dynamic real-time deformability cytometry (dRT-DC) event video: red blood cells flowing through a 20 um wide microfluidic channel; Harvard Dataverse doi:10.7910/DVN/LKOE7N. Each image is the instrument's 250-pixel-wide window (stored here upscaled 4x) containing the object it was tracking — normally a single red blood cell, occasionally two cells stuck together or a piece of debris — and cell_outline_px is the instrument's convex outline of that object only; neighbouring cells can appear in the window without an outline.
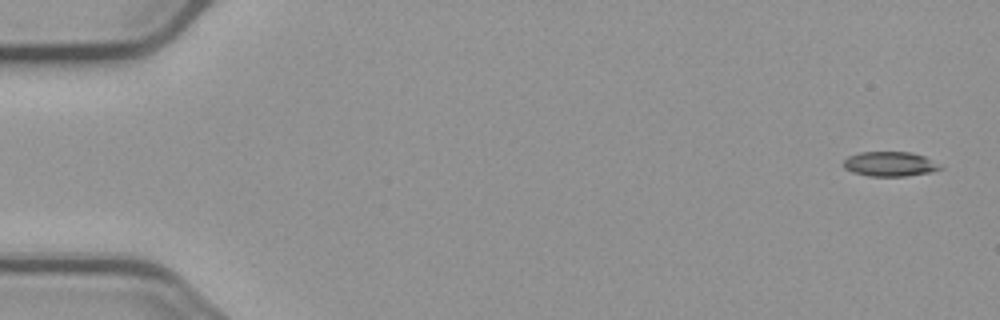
{"species": "common noctule bat (a hibernating species)", "species_latin": "Nyctalus noctula", "temperature_condition": "cold", "stored_images_in_passage": 6, "camera_frame_rate_fps": 3000, "um_per_image_px": 0.085, "animal": {"sex": "male", "body_mass_g": 23.1, "forearm_length_mm": 52.7}, "frame": {"image": 1, "passage_image": 1, "time_ms": 0.0, "image_size_px": [1000, 320], "cell_outline_px": [[944, 168], [932, 172], [904, 176], [868, 176], [852, 172], [844, 168], [844, 160], [848, 156], [860, 152], [912, 152], [924, 156]], "centroid_in_image_um": [75.62, 13.94], "position_along_channel_um": 9.4, "area_um2": 13.87}}
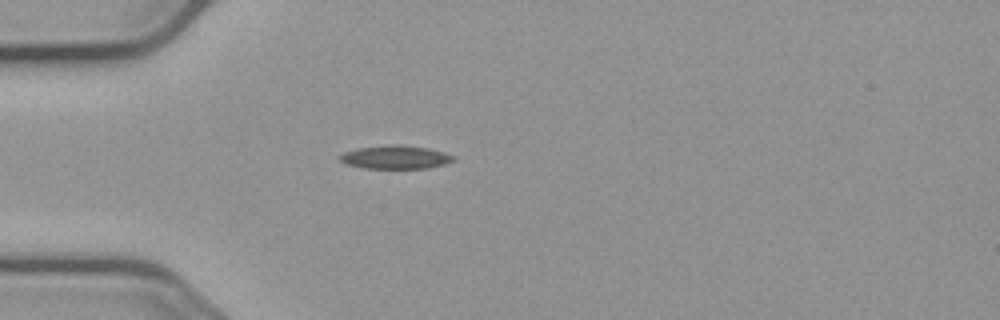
{"frame": {"image": 2, "passage_image": 5, "time_ms": 4.667, "image_size_px": [1000, 320], "cell_outline_px": [[456, 160], [444, 164], [428, 168], [364, 168], [344, 164], [340, 160], [340, 156], [344, 152], [360, 148], [388, 144], [400, 144], [428, 148], [444, 152], [456, 156]], "centroid_in_image_um": [33.65, 13.35], "position_along_channel_um": 51.4, "area_um2": 15.55}}